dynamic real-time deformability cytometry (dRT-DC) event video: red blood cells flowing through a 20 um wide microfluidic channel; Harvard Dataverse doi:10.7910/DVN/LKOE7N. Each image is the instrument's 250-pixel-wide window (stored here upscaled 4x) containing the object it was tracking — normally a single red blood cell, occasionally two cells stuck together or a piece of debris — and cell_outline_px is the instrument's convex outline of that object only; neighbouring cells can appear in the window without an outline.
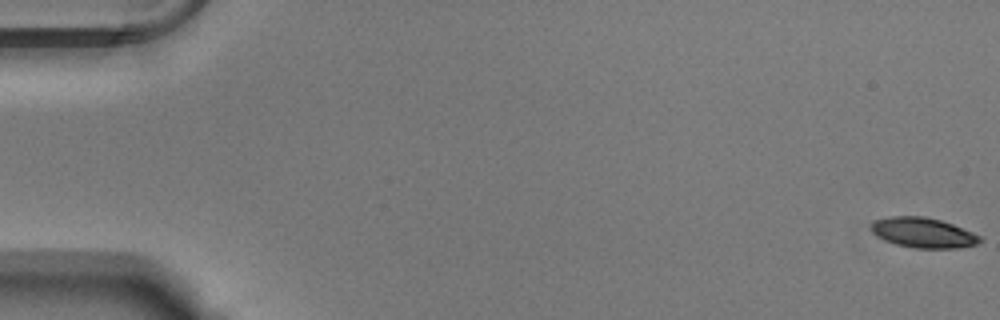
{"species": "Egyptian fruit bat (a non-hibernating species)", "species_latin": "Rousettus aegyptiacus", "temperature_condition": "warm", "stored_images_in_passage": 18, "camera_frame_rate_fps": 3000, "um_per_image_px": 0.085, "animal": {"sex": "male"}, "frame": {"image": 1, "passage_image": 1, "time_ms": 0.0, "image_size_px": [1000, 320], "cell_outline_px": [[984, 240], [976, 244], [960, 248], [912, 248], [896, 244], [884, 240], [876, 236], [872, 232], [872, 224], [876, 220], [888, 216], [924, 216], [940, 220], [952, 224], [980, 236]], "centroid_in_image_um": [78.46, 19.78], "position_along_channel_um": 6.5, "area_um2": 19.02}}
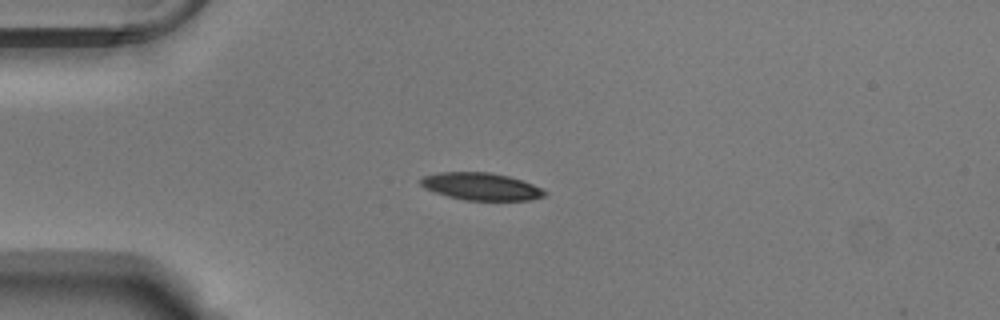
{"frame": {"image": 2, "passage_image": 15, "time_ms": 4.667, "image_size_px": [1000, 320], "cell_outline_px": [[548, 192], [544, 196], [532, 200], [464, 200], [448, 196], [424, 188], [420, 184], [420, 180], [424, 176], [440, 172], [488, 172], [508, 176], [544, 188]], "centroid_in_image_um": [40.92, 15.85], "position_along_channel_um": 44.1, "area_um2": 19.71}}